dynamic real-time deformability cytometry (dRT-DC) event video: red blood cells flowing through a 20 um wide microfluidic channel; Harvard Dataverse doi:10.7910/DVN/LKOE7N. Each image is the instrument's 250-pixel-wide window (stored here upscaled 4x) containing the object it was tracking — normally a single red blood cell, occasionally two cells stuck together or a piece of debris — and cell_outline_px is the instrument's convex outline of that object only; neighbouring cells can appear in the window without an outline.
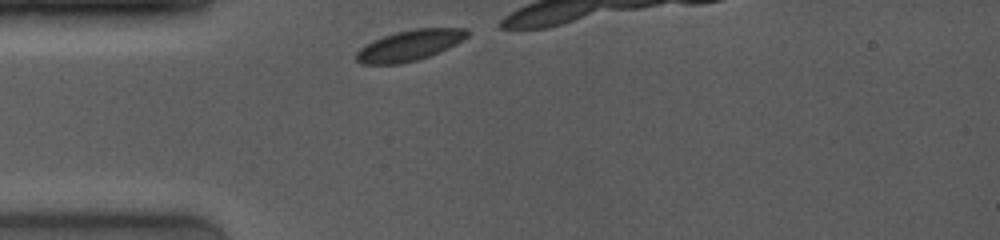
{"species": "common noctule bat (a hibernating species)", "species_latin": "Nyctalus noctula", "temperature_condition": "room temperature", "stored_images_in_passage": 5, "camera_frame_rate_fps": 4000, "um_per_image_px": 0.085, "animal": {"sex": "female", "body_mass_g": 19.0, "forearm_length_mm": 53.3}, "frame": {"image": 1, "passage_image": 1, "time_ms": 0.0, "image_size_px": [1000, 240], "cell_outline_px": [[468, 36], [456, 44], [440, 52], [420, 60], [400, 64], [360, 64], [356, 60], [356, 52], [360, 48], [372, 40], [396, 32], [416, 28], [468, 28]], "centroid_in_image_um": [34.81, 3.87], "position_along_channel_um": 50.2, "area_um2": 20.0}}